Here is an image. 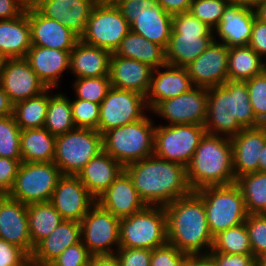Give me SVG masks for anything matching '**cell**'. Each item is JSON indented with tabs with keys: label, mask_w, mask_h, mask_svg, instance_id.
<instances>
[{
	"label": "cell",
	"mask_w": 266,
	"mask_h": 266,
	"mask_svg": "<svg viewBox=\"0 0 266 266\" xmlns=\"http://www.w3.org/2000/svg\"><path fill=\"white\" fill-rule=\"evenodd\" d=\"M148 206H165L192 192L186 168L154 154L124 167Z\"/></svg>",
	"instance_id": "obj_1"
},
{
	"label": "cell",
	"mask_w": 266,
	"mask_h": 266,
	"mask_svg": "<svg viewBox=\"0 0 266 266\" xmlns=\"http://www.w3.org/2000/svg\"><path fill=\"white\" fill-rule=\"evenodd\" d=\"M262 125L255 117L246 82L227 80L208 88L207 134L232 138L244 128Z\"/></svg>",
	"instance_id": "obj_2"
},
{
	"label": "cell",
	"mask_w": 266,
	"mask_h": 266,
	"mask_svg": "<svg viewBox=\"0 0 266 266\" xmlns=\"http://www.w3.org/2000/svg\"><path fill=\"white\" fill-rule=\"evenodd\" d=\"M164 210L167 242L187 255H207L214 238L208 228L203 199L192 191L165 205Z\"/></svg>",
	"instance_id": "obj_3"
},
{
	"label": "cell",
	"mask_w": 266,
	"mask_h": 266,
	"mask_svg": "<svg viewBox=\"0 0 266 266\" xmlns=\"http://www.w3.org/2000/svg\"><path fill=\"white\" fill-rule=\"evenodd\" d=\"M186 171L192 191L235 183L230 138L205 133Z\"/></svg>",
	"instance_id": "obj_4"
},
{
	"label": "cell",
	"mask_w": 266,
	"mask_h": 266,
	"mask_svg": "<svg viewBox=\"0 0 266 266\" xmlns=\"http://www.w3.org/2000/svg\"><path fill=\"white\" fill-rule=\"evenodd\" d=\"M216 39L214 31L190 12L172 16L166 51L167 65L185 68Z\"/></svg>",
	"instance_id": "obj_5"
},
{
	"label": "cell",
	"mask_w": 266,
	"mask_h": 266,
	"mask_svg": "<svg viewBox=\"0 0 266 266\" xmlns=\"http://www.w3.org/2000/svg\"><path fill=\"white\" fill-rule=\"evenodd\" d=\"M155 125L147 115L130 124L106 131L103 150L123 167L154 154Z\"/></svg>",
	"instance_id": "obj_6"
},
{
	"label": "cell",
	"mask_w": 266,
	"mask_h": 266,
	"mask_svg": "<svg viewBox=\"0 0 266 266\" xmlns=\"http://www.w3.org/2000/svg\"><path fill=\"white\" fill-rule=\"evenodd\" d=\"M195 192L203 199L208 228L213 238L247 219L245 200L236 183L207 186Z\"/></svg>",
	"instance_id": "obj_7"
},
{
	"label": "cell",
	"mask_w": 266,
	"mask_h": 266,
	"mask_svg": "<svg viewBox=\"0 0 266 266\" xmlns=\"http://www.w3.org/2000/svg\"><path fill=\"white\" fill-rule=\"evenodd\" d=\"M120 247L153 250L167 243L164 206H146L120 219Z\"/></svg>",
	"instance_id": "obj_8"
},
{
	"label": "cell",
	"mask_w": 266,
	"mask_h": 266,
	"mask_svg": "<svg viewBox=\"0 0 266 266\" xmlns=\"http://www.w3.org/2000/svg\"><path fill=\"white\" fill-rule=\"evenodd\" d=\"M102 151L103 137L97 130L76 128L56 137L53 163L62 175L77 176Z\"/></svg>",
	"instance_id": "obj_9"
},
{
	"label": "cell",
	"mask_w": 266,
	"mask_h": 266,
	"mask_svg": "<svg viewBox=\"0 0 266 266\" xmlns=\"http://www.w3.org/2000/svg\"><path fill=\"white\" fill-rule=\"evenodd\" d=\"M130 32V23L111 1L98 0L80 37L84 43L114 53Z\"/></svg>",
	"instance_id": "obj_10"
},
{
	"label": "cell",
	"mask_w": 266,
	"mask_h": 266,
	"mask_svg": "<svg viewBox=\"0 0 266 266\" xmlns=\"http://www.w3.org/2000/svg\"><path fill=\"white\" fill-rule=\"evenodd\" d=\"M62 176L53 162H21L8 195L25 205L48 202Z\"/></svg>",
	"instance_id": "obj_11"
},
{
	"label": "cell",
	"mask_w": 266,
	"mask_h": 266,
	"mask_svg": "<svg viewBox=\"0 0 266 266\" xmlns=\"http://www.w3.org/2000/svg\"><path fill=\"white\" fill-rule=\"evenodd\" d=\"M204 125L178 124L156 126L154 155L187 168L205 135Z\"/></svg>",
	"instance_id": "obj_12"
},
{
	"label": "cell",
	"mask_w": 266,
	"mask_h": 266,
	"mask_svg": "<svg viewBox=\"0 0 266 266\" xmlns=\"http://www.w3.org/2000/svg\"><path fill=\"white\" fill-rule=\"evenodd\" d=\"M81 240L93 255H114L120 247V219L97 202L80 221Z\"/></svg>",
	"instance_id": "obj_13"
},
{
	"label": "cell",
	"mask_w": 266,
	"mask_h": 266,
	"mask_svg": "<svg viewBox=\"0 0 266 266\" xmlns=\"http://www.w3.org/2000/svg\"><path fill=\"white\" fill-rule=\"evenodd\" d=\"M144 108H149L145 96L134 91L111 87L100 104L97 131L103 135L113 128L134 123L146 116Z\"/></svg>",
	"instance_id": "obj_14"
},
{
	"label": "cell",
	"mask_w": 266,
	"mask_h": 266,
	"mask_svg": "<svg viewBox=\"0 0 266 266\" xmlns=\"http://www.w3.org/2000/svg\"><path fill=\"white\" fill-rule=\"evenodd\" d=\"M208 89L194 86L188 92L160 102L152 111L168 125H204L207 118Z\"/></svg>",
	"instance_id": "obj_15"
},
{
	"label": "cell",
	"mask_w": 266,
	"mask_h": 266,
	"mask_svg": "<svg viewBox=\"0 0 266 266\" xmlns=\"http://www.w3.org/2000/svg\"><path fill=\"white\" fill-rule=\"evenodd\" d=\"M229 48L214 40L202 54L185 68L194 86L211 88L223 85L228 77Z\"/></svg>",
	"instance_id": "obj_16"
},
{
	"label": "cell",
	"mask_w": 266,
	"mask_h": 266,
	"mask_svg": "<svg viewBox=\"0 0 266 266\" xmlns=\"http://www.w3.org/2000/svg\"><path fill=\"white\" fill-rule=\"evenodd\" d=\"M0 84L13 104L35 97L48 88L25 58L5 59Z\"/></svg>",
	"instance_id": "obj_17"
},
{
	"label": "cell",
	"mask_w": 266,
	"mask_h": 266,
	"mask_svg": "<svg viewBox=\"0 0 266 266\" xmlns=\"http://www.w3.org/2000/svg\"><path fill=\"white\" fill-rule=\"evenodd\" d=\"M50 202L64 220L81 221L96 199L77 176L63 175L53 191Z\"/></svg>",
	"instance_id": "obj_18"
},
{
	"label": "cell",
	"mask_w": 266,
	"mask_h": 266,
	"mask_svg": "<svg viewBox=\"0 0 266 266\" xmlns=\"http://www.w3.org/2000/svg\"><path fill=\"white\" fill-rule=\"evenodd\" d=\"M0 239L19 246L29 256L35 248L29 234L27 205L8 194L0 195Z\"/></svg>",
	"instance_id": "obj_19"
},
{
	"label": "cell",
	"mask_w": 266,
	"mask_h": 266,
	"mask_svg": "<svg viewBox=\"0 0 266 266\" xmlns=\"http://www.w3.org/2000/svg\"><path fill=\"white\" fill-rule=\"evenodd\" d=\"M230 140L235 180L259 171L261 150L266 144V126L244 128Z\"/></svg>",
	"instance_id": "obj_20"
},
{
	"label": "cell",
	"mask_w": 266,
	"mask_h": 266,
	"mask_svg": "<svg viewBox=\"0 0 266 266\" xmlns=\"http://www.w3.org/2000/svg\"><path fill=\"white\" fill-rule=\"evenodd\" d=\"M33 46L71 51L80 38L62 22L43 16L36 8L27 10Z\"/></svg>",
	"instance_id": "obj_21"
},
{
	"label": "cell",
	"mask_w": 266,
	"mask_h": 266,
	"mask_svg": "<svg viewBox=\"0 0 266 266\" xmlns=\"http://www.w3.org/2000/svg\"><path fill=\"white\" fill-rule=\"evenodd\" d=\"M96 202L119 219L129 217L147 206L140 198L132 179L125 170Z\"/></svg>",
	"instance_id": "obj_22"
},
{
	"label": "cell",
	"mask_w": 266,
	"mask_h": 266,
	"mask_svg": "<svg viewBox=\"0 0 266 266\" xmlns=\"http://www.w3.org/2000/svg\"><path fill=\"white\" fill-rule=\"evenodd\" d=\"M153 68L134 59L110 56L109 77L111 87L137 92L147 96Z\"/></svg>",
	"instance_id": "obj_23"
},
{
	"label": "cell",
	"mask_w": 266,
	"mask_h": 266,
	"mask_svg": "<svg viewBox=\"0 0 266 266\" xmlns=\"http://www.w3.org/2000/svg\"><path fill=\"white\" fill-rule=\"evenodd\" d=\"M256 17L255 10L250 7L229 4L222 14L221 20L213 30L228 48L247 46L252 36V28Z\"/></svg>",
	"instance_id": "obj_24"
},
{
	"label": "cell",
	"mask_w": 266,
	"mask_h": 266,
	"mask_svg": "<svg viewBox=\"0 0 266 266\" xmlns=\"http://www.w3.org/2000/svg\"><path fill=\"white\" fill-rule=\"evenodd\" d=\"M98 0H45L36 9L45 17L62 22L79 38Z\"/></svg>",
	"instance_id": "obj_25"
},
{
	"label": "cell",
	"mask_w": 266,
	"mask_h": 266,
	"mask_svg": "<svg viewBox=\"0 0 266 266\" xmlns=\"http://www.w3.org/2000/svg\"><path fill=\"white\" fill-rule=\"evenodd\" d=\"M162 69L166 70L153 69L150 89L146 96L151 111L160 102L177 97L194 87L186 68L165 65Z\"/></svg>",
	"instance_id": "obj_26"
},
{
	"label": "cell",
	"mask_w": 266,
	"mask_h": 266,
	"mask_svg": "<svg viewBox=\"0 0 266 266\" xmlns=\"http://www.w3.org/2000/svg\"><path fill=\"white\" fill-rule=\"evenodd\" d=\"M70 52L32 45L25 59L45 86L53 89L59 85L61 74L70 69Z\"/></svg>",
	"instance_id": "obj_27"
},
{
	"label": "cell",
	"mask_w": 266,
	"mask_h": 266,
	"mask_svg": "<svg viewBox=\"0 0 266 266\" xmlns=\"http://www.w3.org/2000/svg\"><path fill=\"white\" fill-rule=\"evenodd\" d=\"M81 241V224L64 220L52 233L40 241L31 255L37 266H48L66 248Z\"/></svg>",
	"instance_id": "obj_28"
},
{
	"label": "cell",
	"mask_w": 266,
	"mask_h": 266,
	"mask_svg": "<svg viewBox=\"0 0 266 266\" xmlns=\"http://www.w3.org/2000/svg\"><path fill=\"white\" fill-rule=\"evenodd\" d=\"M123 171L124 167L103 150L85 165L77 177L97 200Z\"/></svg>",
	"instance_id": "obj_29"
},
{
	"label": "cell",
	"mask_w": 266,
	"mask_h": 266,
	"mask_svg": "<svg viewBox=\"0 0 266 266\" xmlns=\"http://www.w3.org/2000/svg\"><path fill=\"white\" fill-rule=\"evenodd\" d=\"M111 53L79 40L70 52V71L77 78L109 76Z\"/></svg>",
	"instance_id": "obj_30"
},
{
	"label": "cell",
	"mask_w": 266,
	"mask_h": 266,
	"mask_svg": "<svg viewBox=\"0 0 266 266\" xmlns=\"http://www.w3.org/2000/svg\"><path fill=\"white\" fill-rule=\"evenodd\" d=\"M31 46L27 10L17 18L0 21V54L4 58H25Z\"/></svg>",
	"instance_id": "obj_31"
},
{
	"label": "cell",
	"mask_w": 266,
	"mask_h": 266,
	"mask_svg": "<svg viewBox=\"0 0 266 266\" xmlns=\"http://www.w3.org/2000/svg\"><path fill=\"white\" fill-rule=\"evenodd\" d=\"M130 31L166 49L172 31V15L157 3L152 8L140 11L130 23Z\"/></svg>",
	"instance_id": "obj_32"
},
{
	"label": "cell",
	"mask_w": 266,
	"mask_h": 266,
	"mask_svg": "<svg viewBox=\"0 0 266 266\" xmlns=\"http://www.w3.org/2000/svg\"><path fill=\"white\" fill-rule=\"evenodd\" d=\"M116 56L134 59L153 69L167 65L165 48L130 31L114 52Z\"/></svg>",
	"instance_id": "obj_33"
},
{
	"label": "cell",
	"mask_w": 266,
	"mask_h": 266,
	"mask_svg": "<svg viewBox=\"0 0 266 266\" xmlns=\"http://www.w3.org/2000/svg\"><path fill=\"white\" fill-rule=\"evenodd\" d=\"M56 136L44 127L21 130L20 151L22 162H53Z\"/></svg>",
	"instance_id": "obj_34"
},
{
	"label": "cell",
	"mask_w": 266,
	"mask_h": 266,
	"mask_svg": "<svg viewBox=\"0 0 266 266\" xmlns=\"http://www.w3.org/2000/svg\"><path fill=\"white\" fill-rule=\"evenodd\" d=\"M265 70V61L249 46L229 47L228 77L245 82Z\"/></svg>",
	"instance_id": "obj_35"
},
{
	"label": "cell",
	"mask_w": 266,
	"mask_h": 266,
	"mask_svg": "<svg viewBox=\"0 0 266 266\" xmlns=\"http://www.w3.org/2000/svg\"><path fill=\"white\" fill-rule=\"evenodd\" d=\"M27 216L29 234L34 247L64 221L50 201L27 205Z\"/></svg>",
	"instance_id": "obj_36"
},
{
	"label": "cell",
	"mask_w": 266,
	"mask_h": 266,
	"mask_svg": "<svg viewBox=\"0 0 266 266\" xmlns=\"http://www.w3.org/2000/svg\"><path fill=\"white\" fill-rule=\"evenodd\" d=\"M50 91L14 104L13 117L21 130L44 127Z\"/></svg>",
	"instance_id": "obj_37"
},
{
	"label": "cell",
	"mask_w": 266,
	"mask_h": 266,
	"mask_svg": "<svg viewBox=\"0 0 266 266\" xmlns=\"http://www.w3.org/2000/svg\"><path fill=\"white\" fill-rule=\"evenodd\" d=\"M248 214H266V172L257 171L238 177Z\"/></svg>",
	"instance_id": "obj_38"
},
{
	"label": "cell",
	"mask_w": 266,
	"mask_h": 266,
	"mask_svg": "<svg viewBox=\"0 0 266 266\" xmlns=\"http://www.w3.org/2000/svg\"><path fill=\"white\" fill-rule=\"evenodd\" d=\"M49 94V104L44 128L52 135L59 136L76 129L73 121L71 100L62 93Z\"/></svg>",
	"instance_id": "obj_39"
},
{
	"label": "cell",
	"mask_w": 266,
	"mask_h": 266,
	"mask_svg": "<svg viewBox=\"0 0 266 266\" xmlns=\"http://www.w3.org/2000/svg\"><path fill=\"white\" fill-rule=\"evenodd\" d=\"M212 249L225 254H253L245 222L216 235Z\"/></svg>",
	"instance_id": "obj_40"
},
{
	"label": "cell",
	"mask_w": 266,
	"mask_h": 266,
	"mask_svg": "<svg viewBox=\"0 0 266 266\" xmlns=\"http://www.w3.org/2000/svg\"><path fill=\"white\" fill-rule=\"evenodd\" d=\"M20 134L13 115L0 118V157L21 160Z\"/></svg>",
	"instance_id": "obj_41"
},
{
	"label": "cell",
	"mask_w": 266,
	"mask_h": 266,
	"mask_svg": "<svg viewBox=\"0 0 266 266\" xmlns=\"http://www.w3.org/2000/svg\"><path fill=\"white\" fill-rule=\"evenodd\" d=\"M76 99L91 101L101 104L111 88L109 76L77 78L73 83Z\"/></svg>",
	"instance_id": "obj_42"
},
{
	"label": "cell",
	"mask_w": 266,
	"mask_h": 266,
	"mask_svg": "<svg viewBox=\"0 0 266 266\" xmlns=\"http://www.w3.org/2000/svg\"><path fill=\"white\" fill-rule=\"evenodd\" d=\"M228 5L227 0H193L189 12L214 30Z\"/></svg>",
	"instance_id": "obj_43"
},
{
	"label": "cell",
	"mask_w": 266,
	"mask_h": 266,
	"mask_svg": "<svg viewBox=\"0 0 266 266\" xmlns=\"http://www.w3.org/2000/svg\"><path fill=\"white\" fill-rule=\"evenodd\" d=\"M245 225L253 255L258 261L266 259V214H248Z\"/></svg>",
	"instance_id": "obj_44"
},
{
	"label": "cell",
	"mask_w": 266,
	"mask_h": 266,
	"mask_svg": "<svg viewBox=\"0 0 266 266\" xmlns=\"http://www.w3.org/2000/svg\"><path fill=\"white\" fill-rule=\"evenodd\" d=\"M249 93L250 104L256 119L266 124V71L245 81Z\"/></svg>",
	"instance_id": "obj_45"
},
{
	"label": "cell",
	"mask_w": 266,
	"mask_h": 266,
	"mask_svg": "<svg viewBox=\"0 0 266 266\" xmlns=\"http://www.w3.org/2000/svg\"><path fill=\"white\" fill-rule=\"evenodd\" d=\"M71 110L76 128L98 129L100 104L87 100L75 99L71 101Z\"/></svg>",
	"instance_id": "obj_46"
},
{
	"label": "cell",
	"mask_w": 266,
	"mask_h": 266,
	"mask_svg": "<svg viewBox=\"0 0 266 266\" xmlns=\"http://www.w3.org/2000/svg\"><path fill=\"white\" fill-rule=\"evenodd\" d=\"M92 256L81 240L66 248L48 266H89Z\"/></svg>",
	"instance_id": "obj_47"
},
{
	"label": "cell",
	"mask_w": 266,
	"mask_h": 266,
	"mask_svg": "<svg viewBox=\"0 0 266 266\" xmlns=\"http://www.w3.org/2000/svg\"><path fill=\"white\" fill-rule=\"evenodd\" d=\"M187 257L186 253L167 242L151 250L150 266H180Z\"/></svg>",
	"instance_id": "obj_48"
},
{
	"label": "cell",
	"mask_w": 266,
	"mask_h": 266,
	"mask_svg": "<svg viewBox=\"0 0 266 266\" xmlns=\"http://www.w3.org/2000/svg\"><path fill=\"white\" fill-rule=\"evenodd\" d=\"M121 266H150L151 250L119 247L115 252Z\"/></svg>",
	"instance_id": "obj_49"
},
{
	"label": "cell",
	"mask_w": 266,
	"mask_h": 266,
	"mask_svg": "<svg viewBox=\"0 0 266 266\" xmlns=\"http://www.w3.org/2000/svg\"><path fill=\"white\" fill-rule=\"evenodd\" d=\"M215 266H258V260L253 254H225L213 249L207 253Z\"/></svg>",
	"instance_id": "obj_50"
},
{
	"label": "cell",
	"mask_w": 266,
	"mask_h": 266,
	"mask_svg": "<svg viewBox=\"0 0 266 266\" xmlns=\"http://www.w3.org/2000/svg\"><path fill=\"white\" fill-rule=\"evenodd\" d=\"M22 160L0 157V195L12 190Z\"/></svg>",
	"instance_id": "obj_51"
},
{
	"label": "cell",
	"mask_w": 266,
	"mask_h": 266,
	"mask_svg": "<svg viewBox=\"0 0 266 266\" xmlns=\"http://www.w3.org/2000/svg\"><path fill=\"white\" fill-rule=\"evenodd\" d=\"M112 2L129 23L138 17L140 11L157 4L156 0H113Z\"/></svg>",
	"instance_id": "obj_52"
},
{
	"label": "cell",
	"mask_w": 266,
	"mask_h": 266,
	"mask_svg": "<svg viewBox=\"0 0 266 266\" xmlns=\"http://www.w3.org/2000/svg\"><path fill=\"white\" fill-rule=\"evenodd\" d=\"M28 256L19 246L0 239V266H18Z\"/></svg>",
	"instance_id": "obj_53"
},
{
	"label": "cell",
	"mask_w": 266,
	"mask_h": 266,
	"mask_svg": "<svg viewBox=\"0 0 266 266\" xmlns=\"http://www.w3.org/2000/svg\"><path fill=\"white\" fill-rule=\"evenodd\" d=\"M249 46L263 59L266 57V22L255 17Z\"/></svg>",
	"instance_id": "obj_54"
},
{
	"label": "cell",
	"mask_w": 266,
	"mask_h": 266,
	"mask_svg": "<svg viewBox=\"0 0 266 266\" xmlns=\"http://www.w3.org/2000/svg\"><path fill=\"white\" fill-rule=\"evenodd\" d=\"M24 12L20 0H0V21L17 18Z\"/></svg>",
	"instance_id": "obj_55"
},
{
	"label": "cell",
	"mask_w": 266,
	"mask_h": 266,
	"mask_svg": "<svg viewBox=\"0 0 266 266\" xmlns=\"http://www.w3.org/2000/svg\"><path fill=\"white\" fill-rule=\"evenodd\" d=\"M157 3L170 15L189 12L193 0H156Z\"/></svg>",
	"instance_id": "obj_56"
},
{
	"label": "cell",
	"mask_w": 266,
	"mask_h": 266,
	"mask_svg": "<svg viewBox=\"0 0 266 266\" xmlns=\"http://www.w3.org/2000/svg\"><path fill=\"white\" fill-rule=\"evenodd\" d=\"M14 104L0 84V118L13 115Z\"/></svg>",
	"instance_id": "obj_57"
},
{
	"label": "cell",
	"mask_w": 266,
	"mask_h": 266,
	"mask_svg": "<svg viewBox=\"0 0 266 266\" xmlns=\"http://www.w3.org/2000/svg\"><path fill=\"white\" fill-rule=\"evenodd\" d=\"M89 266H121L116 255H96L92 256Z\"/></svg>",
	"instance_id": "obj_58"
},
{
	"label": "cell",
	"mask_w": 266,
	"mask_h": 266,
	"mask_svg": "<svg viewBox=\"0 0 266 266\" xmlns=\"http://www.w3.org/2000/svg\"><path fill=\"white\" fill-rule=\"evenodd\" d=\"M190 266H215L208 255H190Z\"/></svg>",
	"instance_id": "obj_59"
},
{
	"label": "cell",
	"mask_w": 266,
	"mask_h": 266,
	"mask_svg": "<svg viewBox=\"0 0 266 266\" xmlns=\"http://www.w3.org/2000/svg\"><path fill=\"white\" fill-rule=\"evenodd\" d=\"M256 18L266 22V0H261L254 8Z\"/></svg>",
	"instance_id": "obj_60"
},
{
	"label": "cell",
	"mask_w": 266,
	"mask_h": 266,
	"mask_svg": "<svg viewBox=\"0 0 266 266\" xmlns=\"http://www.w3.org/2000/svg\"><path fill=\"white\" fill-rule=\"evenodd\" d=\"M229 4L250 7L254 9L261 0H227Z\"/></svg>",
	"instance_id": "obj_61"
},
{
	"label": "cell",
	"mask_w": 266,
	"mask_h": 266,
	"mask_svg": "<svg viewBox=\"0 0 266 266\" xmlns=\"http://www.w3.org/2000/svg\"><path fill=\"white\" fill-rule=\"evenodd\" d=\"M25 10L38 7L45 0H20Z\"/></svg>",
	"instance_id": "obj_62"
},
{
	"label": "cell",
	"mask_w": 266,
	"mask_h": 266,
	"mask_svg": "<svg viewBox=\"0 0 266 266\" xmlns=\"http://www.w3.org/2000/svg\"><path fill=\"white\" fill-rule=\"evenodd\" d=\"M259 171L266 172V144L261 150V155L259 159Z\"/></svg>",
	"instance_id": "obj_63"
},
{
	"label": "cell",
	"mask_w": 266,
	"mask_h": 266,
	"mask_svg": "<svg viewBox=\"0 0 266 266\" xmlns=\"http://www.w3.org/2000/svg\"><path fill=\"white\" fill-rule=\"evenodd\" d=\"M18 266H37V264L33 261L31 256H28L21 264Z\"/></svg>",
	"instance_id": "obj_64"
},
{
	"label": "cell",
	"mask_w": 266,
	"mask_h": 266,
	"mask_svg": "<svg viewBox=\"0 0 266 266\" xmlns=\"http://www.w3.org/2000/svg\"><path fill=\"white\" fill-rule=\"evenodd\" d=\"M180 266H190V255L180 264Z\"/></svg>",
	"instance_id": "obj_65"
},
{
	"label": "cell",
	"mask_w": 266,
	"mask_h": 266,
	"mask_svg": "<svg viewBox=\"0 0 266 266\" xmlns=\"http://www.w3.org/2000/svg\"><path fill=\"white\" fill-rule=\"evenodd\" d=\"M5 59L1 54H0V71L2 70L3 68V65H4V62H5Z\"/></svg>",
	"instance_id": "obj_66"
},
{
	"label": "cell",
	"mask_w": 266,
	"mask_h": 266,
	"mask_svg": "<svg viewBox=\"0 0 266 266\" xmlns=\"http://www.w3.org/2000/svg\"><path fill=\"white\" fill-rule=\"evenodd\" d=\"M258 266H266V259L259 261Z\"/></svg>",
	"instance_id": "obj_67"
}]
</instances>
